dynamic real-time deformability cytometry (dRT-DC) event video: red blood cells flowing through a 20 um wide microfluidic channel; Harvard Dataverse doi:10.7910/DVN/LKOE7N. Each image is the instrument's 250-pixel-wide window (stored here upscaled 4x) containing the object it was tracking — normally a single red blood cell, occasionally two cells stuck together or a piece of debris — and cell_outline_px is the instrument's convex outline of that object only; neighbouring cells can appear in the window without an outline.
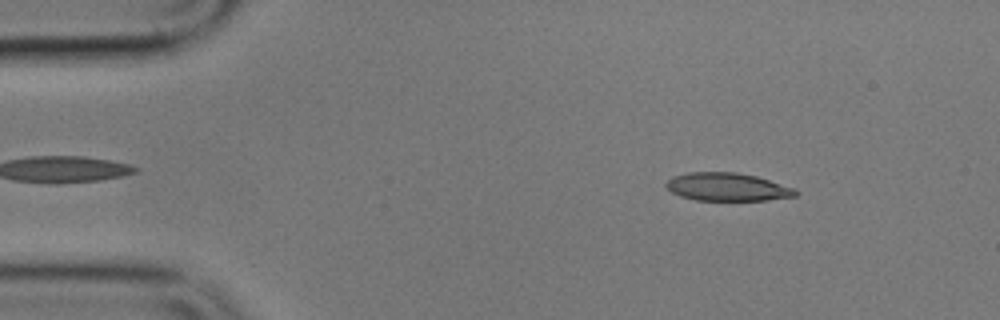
{"species": "common noctule bat (a hibernating species)", "species_latin": "Nyctalus noctula", "temperature_condition": "cold", "stored_images_in_passage": 55, "camera_frame_rate_fps": 3000, "um_per_image_px": 0.085, "animal": {"sex": "male", "body_mass_g": 17.9}, "frame": {"image": 1, "passage_image": 7, "time_ms": 2.0, "image_size_px": [1000, 320], "cell_outline_px": [[800, 192], [796, 196], [768, 200], [696, 200], [680, 196], [672, 192], [664, 184], [672, 176], [688, 172], [736, 172], [756, 176], [796, 188]], "centroid_in_image_um": [61.84, 15.89], "position_along_channel_um": 23.2, "area_um2": 21.27}}
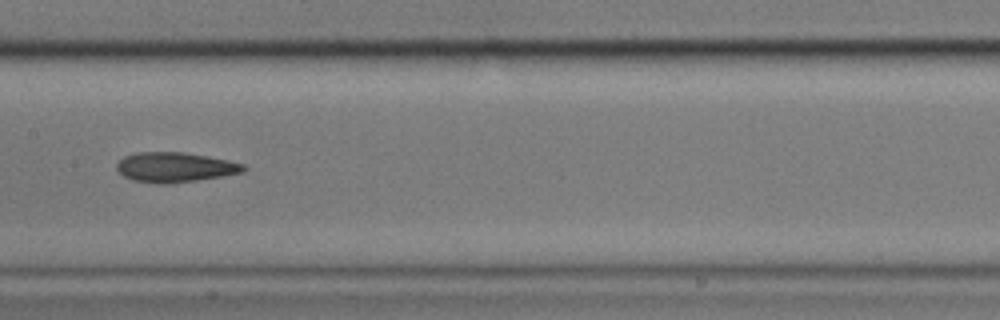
{"frame": {"image": 2, "passage_image": 27, "time_ms": 8.667, "image_size_px": [1000, 320], "cell_outline_px": [[248, 168], [244, 172], [196, 180], [168, 184], [160, 184], [132, 180], [124, 176], [116, 168], [116, 164], [124, 156], [136, 152], [184, 152], [208, 156], [228, 160], [244, 164]], "centroid_in_image_um": [14.87, 14.21], "position_along_channel_um": 192.5, "area_um2": 22.08}}
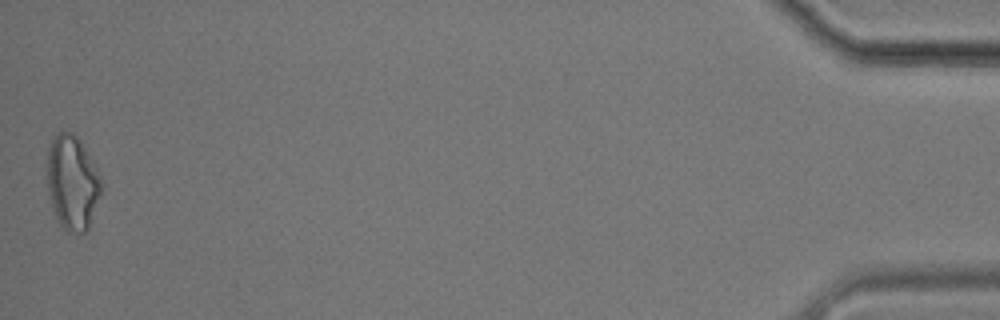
{"frame": {"image": 3, "passage_image": 55, "time_ms": 18.0, "image_size_px": [1000, 320], "cell_outline_px": [[100, 192], [88, 232], [68, 232], [60, 224], [56, 216], [52, 204], [48, 188], [48, 152], [52, 140], [60, 128], [72, 132], [80, 140], [96, 168], [100, 176]], "centroid_in_image_um": [6.15, 15.49], "position_along_channel_um": 429.1, "area_um2": 29.3}, "authors_computed_cell_mechanics": {"area_um2": 22.0796, "velocity_mm_per_s": 3.5409, "shape_relaxation_time_tau1_ms": 10.4809, "shape_relaxation_time_tau2_ms": 8.4176, "deformation_change_tau1": 0.2052, "deformation_change_tau2": 0.2057}}